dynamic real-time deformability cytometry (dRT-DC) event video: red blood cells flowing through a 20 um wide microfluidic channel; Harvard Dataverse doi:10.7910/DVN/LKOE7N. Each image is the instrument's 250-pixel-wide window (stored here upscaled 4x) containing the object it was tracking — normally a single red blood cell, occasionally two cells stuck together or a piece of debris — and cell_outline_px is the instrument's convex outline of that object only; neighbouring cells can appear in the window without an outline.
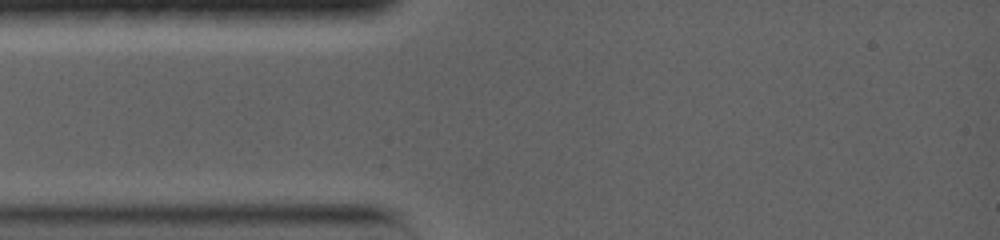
{"species": "common noctule bat (a hibernating species)", "species_latin": "Nyctalus noctula", "temperature_condition": "warm", "stored_images_in_passage": 1, "camera_frame_rate_fps": 5000, "um_per_image_px": 0.085, "animal": {"sex": "female", "body_mass_g": 19.0, "forearm_length_mm": 56.7}, "frame": {"image": 1, "passage_image": 1, "time_ms": 0.0, "image_size_px": [1000, 240], "cell_outline_px": [[604, 184], [600, 188], [540, 188], [540, 176], [556, 128], [560, 120], [576, 128], [596, 148], [604, 180]], "centroid_in_image_um": [48.55, 13.72], "position_along_channel_um": 36.4, "area_um2": 21.96}}